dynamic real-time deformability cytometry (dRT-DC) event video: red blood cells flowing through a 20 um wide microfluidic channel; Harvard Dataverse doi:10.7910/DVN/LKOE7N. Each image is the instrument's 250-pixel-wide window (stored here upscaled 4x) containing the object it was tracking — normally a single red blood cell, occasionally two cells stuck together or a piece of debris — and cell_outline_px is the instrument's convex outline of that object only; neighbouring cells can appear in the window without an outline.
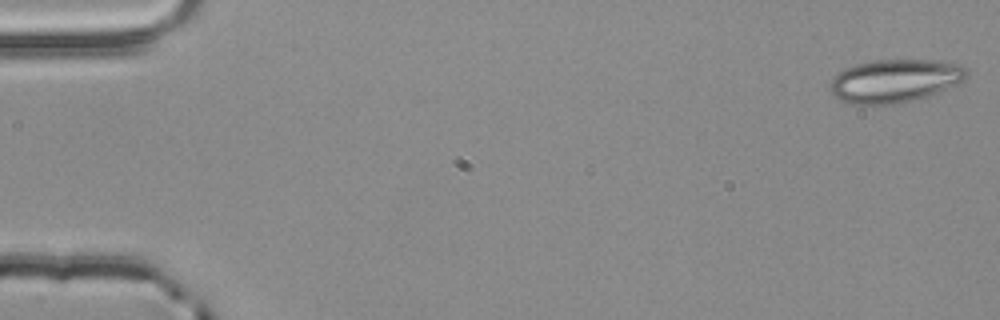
{"species": "common noctule bat (a hibernating species)", "species_latin": "Nyctalus noctula", "temperature_condition": "room temperature", "stored_images_in_passage": 54, "camera_frame_rate_fps": 3000, "um_per_image_px": 0.085, "animal": {"sex": "male", "body_mass_g": 20.4}, "frame": {"image": 1, "passage_image": 1, "time_ms": 0.0, "image_size_px": [1000, 320], "cell_outline_px": [[968, 76], [964, 80], [936, 92], [924, 96], [892, 104], [852, 104], [840, 100], [832, 92], [828, 84], [844, 68], [856, 64], [872, 60], [928, 60], [960, 64], [968, 72]], "centroid_in_image_um": [76.02, 6.85], "position_along_channel_um": 9.0, "area_um2": 33.7}}
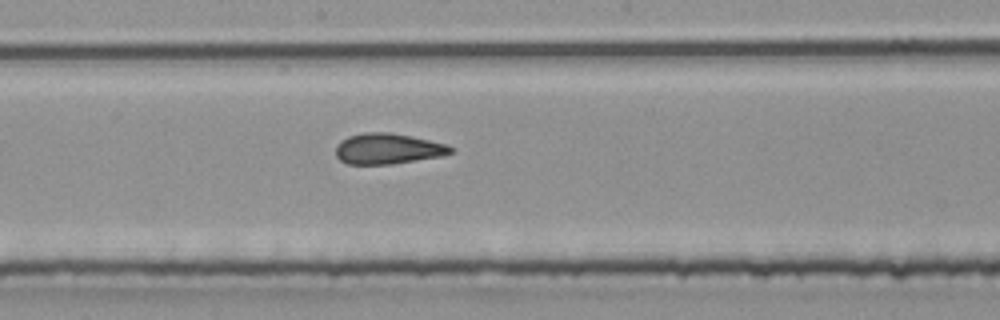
{"frame": {"image": 2, "passage_image": 29, "time_ms": 9.333, "image_size_px": [1000, 320], "cell_outline_px": [[456, 148], [452, 152], [440, 156], [392, 164], [348, 164], [340, 160], [336, 156], [336, 144], [340, 140], [348, 136], [364, 132], [388, 132], [448, 144]], "centroid_in_image_um": [32.94, 12.64], "position_along_channel_um": 215.3, "area_um2": 20.52}}
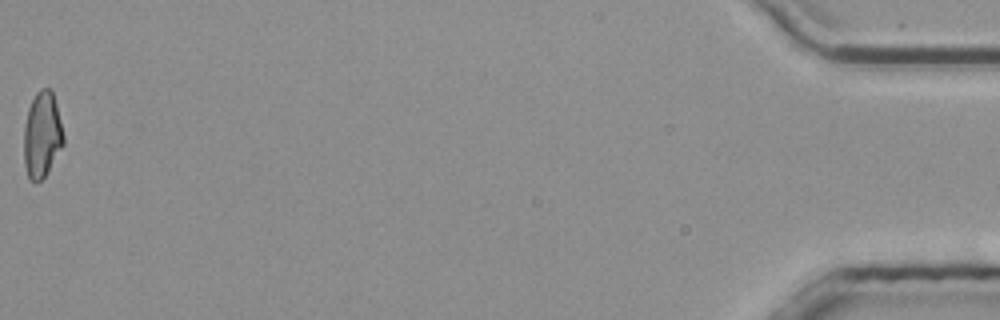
{"frame": {"image": 3, "passage_image": 54, "time_ms": 17.667, "image_size_px": [1000, 320], "cell_outline_px": [[64, 144], [44, 176], [36, 184], [32, 184], [28, 180], [24, 164], [24, 124], [28, 108], [36, 92], [40, 88], [48, 88], [52, 92], [56, 104], [64, 136]], "centroid_in_image_um": [3.55, 11.49], "position_along_channel_um": 431.7, "area_um2": 19.88}, "authors_computed_cell_mechanics": {"area_um2": 20.808, "velocity_mm_per_s": 3.8663, "shape_relaxation_time_tau1_ms": null, "shape_relaxation_time_tau2_ms": 1.8983, "deformation_change_tau1": null, "deformation_change_tau2": 0.0927}}